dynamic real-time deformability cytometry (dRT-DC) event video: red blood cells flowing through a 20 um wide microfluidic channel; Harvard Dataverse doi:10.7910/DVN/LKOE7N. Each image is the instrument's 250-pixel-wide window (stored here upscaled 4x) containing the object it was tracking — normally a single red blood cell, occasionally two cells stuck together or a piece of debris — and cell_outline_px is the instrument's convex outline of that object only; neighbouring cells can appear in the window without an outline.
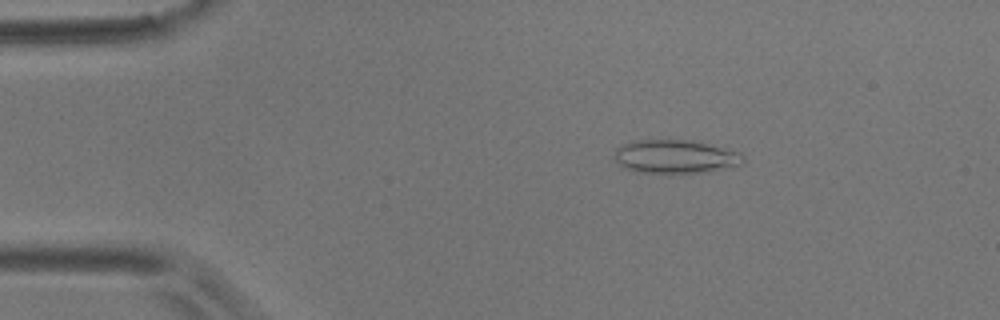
{"species": "common noctule bat (a hibernating species)", "species_latin": "Nyctalus noctula", "temperature_condition": "room temperature", "stored_images_in_passage": 33, "camera_frame_rate_fps": 3000, "um_per_image_px": 0.085, "animal": {"sex": "male", "body_mass_g": 17.9}, "frame": {"image": 1, "passage_image": 4, "time_ms": 1.0, "image_size_px": [1000, 320], "cell_outline_px": [[744, 164], [704, 172], [636, 172], [624, 168], [612, 156], [616, 148], [632, 140], [692, 140], [740, 152], [744, 156]], "centroid_in_image_um": [57.38, 13.3], "position_along_channel_um": 27.6, "area_um2": 25.03}}
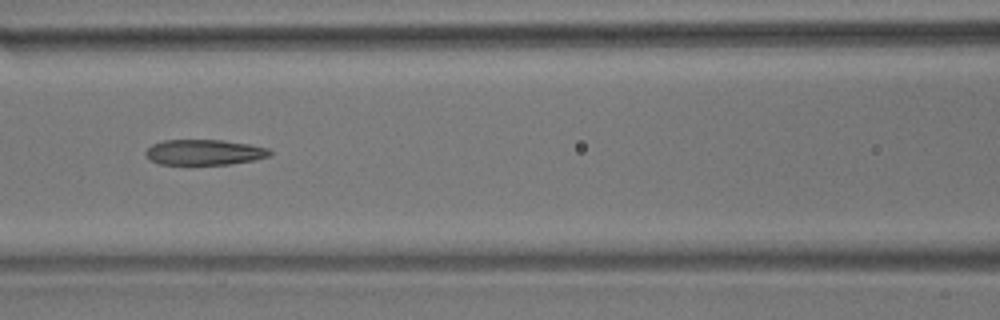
{"frame": {"image": 2, "passage_image": 19, "time_ms": 6.0, "image_size_px": [1000, 320], "cell_outline_px": [[272, 156], [256, 160], [228, 164], [188, 168], [160, 164], [152, 160], [144, 152], [152, 144], [164, 140], [224, 140], [248, 144], [268, 148], [272, 152]], "centroid_in_image_um": [17.36, 12.99], "position_along_channel_um": 149.2, "area_um2": 19.36}}
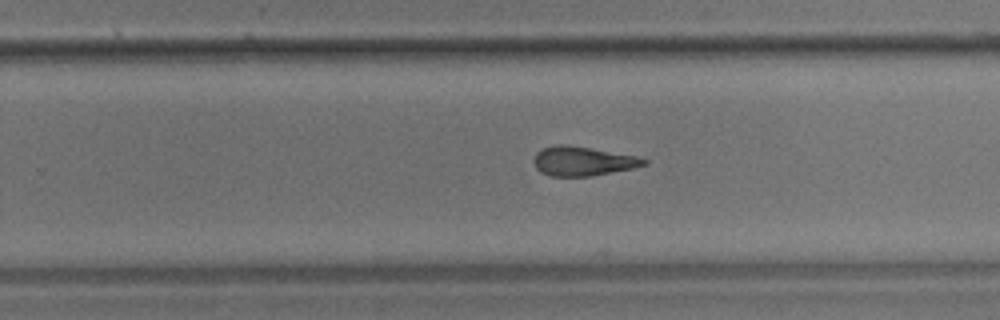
{"frame": {"image": 3, "passage_image": 30, "time_ms": 9.667, "image_size_px": [1000, 320], "cell_outline_px": [[648, 164], [632, 168], [592, 176], [552, 176], [540, 172], [536, 168], [532, 160], [536, 152], [544, 148], [556, 144], [568, 144], [636, 156], [648, 160]], "centroid_in_image_um": [49.5, 13.69], "position_along_channel_um": 280.3, "area_um2": 18.79}}